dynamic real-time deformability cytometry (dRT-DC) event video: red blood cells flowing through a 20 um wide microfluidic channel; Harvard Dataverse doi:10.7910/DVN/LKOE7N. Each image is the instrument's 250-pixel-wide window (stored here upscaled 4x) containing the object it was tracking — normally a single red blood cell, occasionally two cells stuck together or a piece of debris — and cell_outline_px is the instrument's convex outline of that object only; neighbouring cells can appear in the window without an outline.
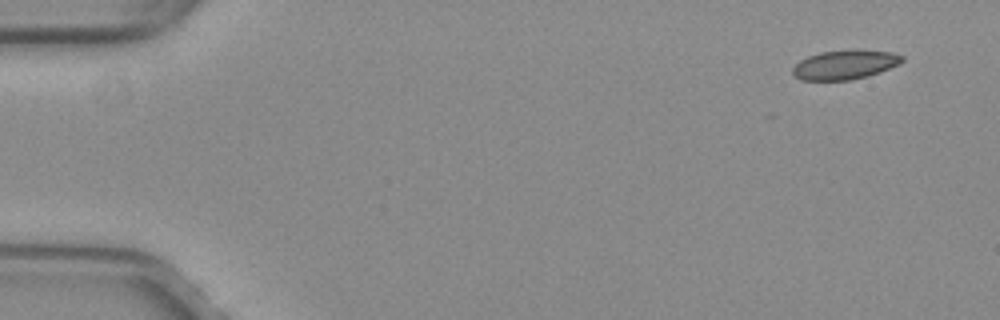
{"species": "common noctule bat (a hibernating species)", "species_latin": "Nyctalus noctula", "temperature_condition": "warm", "stored_images_in_passage": 7, "camera_frame_rate_fps": 3000, "um_per_image_px": 0.085, "animal": {"sex": "female", "body_mass_g": 29.2, "forearm_length_mm": 56.3}, "frame": {"image": 1, "passage_image": 1, "time_ms": 0.0, "image_size_px": [1000, 320], "cell_outline_px": [[904, 60], [900, 64], [880, 72], [868, 76], [852, 80], [800, 80], [792, 72], [792, 68], [800, 60], [808, 56], [820, 52], [852, 48], [892, 52], [904, 56]], "centroid_in_image_um": [71.85, 5.48], "position_along_channel_um": 13.2, "area_um2": 19.07}}